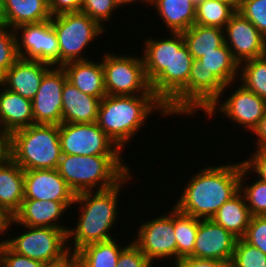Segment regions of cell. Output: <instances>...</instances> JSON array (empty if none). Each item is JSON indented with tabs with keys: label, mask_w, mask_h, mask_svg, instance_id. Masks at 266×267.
<instances>
[{
	"label": "cell",
	"mask_w": 266,
	"mask_h": 267,
	"mask_svg": "<svg viewBox=\"0 0 266 267\" xmlns=\"http://www.w3.org/2000/svg\"><path fill=\"white\" fill-rule=\"evenodd\" d=\"M237 86L227 98L225 97V102L217 99L205 110L204 114L207 115V119H211L210 117L213 118L220 112L228 121L237 124L239 129L245 128V131L247 130L252 135L264 115L266 100L246 89L242 84Z\"/></svg>",
	"instance_id": "obj_12"
},
{
	"label": "cell",
	"mask_w": 266,
	"mask_h": 267,
	"mask_svg": "<svg viewBox=\"0 0 266 267\" xmlns=\"http://www.w3.org/2000/svg\"><path fill=\"white\" fill-rule=\"evenodd\" d=\"M252 172L241 161L240 191L243 193L246 204L252 216L266 215V182L255 177L249 185L246 179L252 177ZM249 174V175H247ZM248 177V178H247ZM245 182V183H244Z\"/></svg>",
	"instance_id": "obj_34"
},
{
	"label": "cell",
	"mask_w": 266,
	"mask_h": 267,
	"mask_svg": "<svg viewBox=\"0 0 266 267\" xmlns=\"http://www.w3.org/2000/svg\"><path fill=\"white\" fill-rule=\"evenodd\" d=\"M115 238L90 243L76 251L79 267H117L118 258L124 246Z\"/></svg>",
	"instance_id": "obj_30"
},
{
	"label": "cell",
	"mask_w": 266,
	"mask_h": 267,
	"mask_svg": "<svg viewBox=\"0 0 266 267\" xmlns=\"http://www.w3.org/2000/svg\"><path fill=\"white\" fill-rule=\"evenodd\" d=\"M15 30L19 58L60 66V50L51 20L24 24Z\"/></svg>",
	"instance_id": "obj_13"
},
{
	"label": "cell",
	"mask_w": 266,
	"mask_h": 267,
	"mask_svg": "<svg viewBox=\"0 0 266 267\" xmlns=\"http://www.w3.org/2000/svg\"><path fill=\"white\" fill-rule=\"evenodd\" d=\"M128 242L120 253L117 267H153L139 247L133 241Z\"/></svg>",
	"instance_id": "obj_41"
},
{
	"label": "cell",
	"mask_w": 266,
	"mask_h": 267,
	"mask_svg": "<svg viewBox=\"0 0 266 267\" xmlns=\"http://www.w3.org/2000/svg\"><path fill=\"white\" fill-rule=\"evenodd\" d=\"M104 51L101 57L107 95H155L147 79L142 55Z\"/></svg>",
	"instance_id": "obj_9"
},
{
	"label": "cell",
	"mask_w": 266,
	"mask_h": 267,
	"mask_svg": "<svg viewBox=\"0 0 266 267\" xmlns=\"http://www.w3.org/2000/svg\"><path fill=\"white\" fill-rule=\"evenodd\" d=\"M173 267H231L230 263L214 260L186 257L180 259Z\"/></svg>",
	"instance_id": "obj_45"
},
{
	"label": "cell",
	"mask_w": 266,
	"mask_h": 267,
	"mask_svg": "<svg viewBox=\"0 0 266 267\" xmlns=\"http://www.w3.org/2000/svg\"><path fill=\"white\" fill-rule=\"evenodd\" d=\"M24 199L74 202L75 193L56 169L24 170Z\"/></svg>",
	"instance_id": "obj_17"
},
{
	"label": "cell",
	"mask_w": 266,
	"mask_h": 267,
	"mask_svg": "<svg viewBox=\"0 0 266 267\" xmlns=\"http://www.w3.org/2000/svg\"><path fill=\"white\" fill-rule=\"evenodd\" d=\"M266 38V0H241L237 10Z\"/></svg>",
	"instance_id": "obj_39"
},
{
	"label": "cell",
	"mask_w": 266,
	"mask_h": 267,
	"mask_svg": "<svg viewBox=\"0 0 266 267\" xmlns=\"http://www.w3.org/2000/svg\"><path fill=\"white\" fill-rule=\"evenodd\" d=\"M122 158L62 154L56 170L75 195L106 190L119 184L132 171Z\"/></svg>",
	"instance_id": "obj_4"
},
{
	"label": "cell",
	"mask_w": 266,
	"mask_h": 267,
	"mask_svg": "<svg viewBox=\"0 0 266 267\" xmlns=\"http://www.w3.org/2000/svg\"><path fill=\"white\" fill-rule=\"evenodd\" d=\"M10 158L22 170L57 169L62 156L58 125L33 124L10 135Z\"/></svg>",
	"instance_id": "obj_5"
},
{
	"label": "cell",
	"mask_w": 266,
	"mask_h": 267,
	"mask_svg": "<svg viewBox=\"0 0 266 267\" xmlns=\"http://www.w3.org/2000/svg\"><path fill=\"white\" fill-rule=\"evenodd\" d=\"M120 9L113 0H82L81 10L91 19L96 20L106 29L103 23H108L112 19L115 11Z\"/></svg>",
	"instance_id": "obj_38"
},
{
	"label": "cell",
	"mask_w": 266,
	"mask_h": 267,
	"mask_svg": "<svg viewBox=\"0 0 266 267\" xmlns=\"http://www.w3.org/2000/svg\"><path fill=\"white\" fill-rule=\"evenodd\" d=\"M73 204L74 202L23 199L19 210L12 219L18 225L69 229V226L65 227L66 225L60 222L65 213L74 208ZM59 220L60 222H58Z\"/></svg>",
	"instance_id": "obj_18"
},
{
	"label": "cell",
	"mask_w": 266,
	"mask_h": 267,
	"mask_svg": "<svg viewBox=\"0 0 266 267\" xmlns=\"http://www.w3.org/2000/svg\"><path fill=\"white\" fill-rule=\"evenodd\" d=\"M220 1H224L230 5H232L236 10H238L241 0H220Z\"/></svg>",
	"instance_id": "obj_52"
},
{
	"label": "cell",
	"mask_w": 266,
	"mask_h": 267,
	"mask_svg": "<svg viewBox=\"0 0 266 267\" xmlns=\"http://www.w3.org/2000/svg\"><path fill=\"white\" fill-rule=\"evenodd\" d=\"M100 102L99 98L82 93L66 80L62 90V123L97 122Z\"/></svg>",
	"instance_id": "obj_21"
},
{
	"label": "cell",
	"mask_w": 266,
	"mask_h": 267,
	"mask_svg": "<svg viewBox=\"0 0 266 267\" xmlns=\"http://www.w3.org/2000/svg\"><path fill=\"white\" fill-rule=\"evenodd\" d=\"M200 220L180 212L174 206V233L177 243V262L193 254Z\"/></svg>",
	"instance_id": "obj_32"
},
{
	"label": "cell",
	"mask_w": 266,
	"mask_h": 267,
	"mask_svg": "<svg viewBox=\"0 0 266 267\" xmlns=\"http://www.w3.org/2000/svg\"><path fill=\"white\" fill-rule=\"evenodd\" d=\"M231 267H266V254L258 248L245 242L242 238L237 239Z\"/></svg>",
	"instance_id": "obj_36"
},
{
	"label": "cell",
	"mask_w": 266,
	"mask_h": 267,
	"mask_svg": "<svg viewBox=\"0 0 266 267\" xmlns=\"http://www.w3.org/2000/svg\"><path fill=\"white\" fill-rule=\"evenodd\" d=\"M160 215L138 225L137 234H135L137 237L135 236L132 241L153 265L155 262L170 259L172 266L177 263L174 206L167 214L160 213Z\"/></svg>",
	"instance_id": "obj_10"
},
{
	"label": "cell",
	"mask_w": 266,
	"mask_h": 267,
	"mask_svg": "<svg viewBox=\"0 0 266 267\" xmlns=\"http://www.w3.org/2000/svg\"><path fill=\"white\" fill-rule=\"evenodd\" d=\"M51 23L57 35L60 50V66L72 61L90 60L87 48L93 40L107 30L82 11L51 16Z\"/></svg>",
	"instance_id": "obj_7"
},
{
	"label": "cell",
	"mask_w": 266,
	"mask_h": 267,
	"mask_svg": "<svg viewBox=\"0 0 266 267\" xmlns=\"http://www.w3.org/2000/svg\"><path fill=\"white\" fill-rule=\"evenodd\" d=\"M131 173L112 188L86 191L75 195L73 205L79 207L76 210H79L80 213L77 211L78 218L75 227L69 226L67 232L69 251L76 252L87 244L114 238L111 231L118 223V214L120 213V206L117 204L120 202L119 198L123 188L130 183L129 180L134 179V173Z\"/></svg>",
	"instance_id": "obj_1"
},
{
	"label": "cell",
	"mask_w": 266,
	"mask_h": 267,
	"mask_svg": "<svg viewBox=\"0 0 266 267\" xmlns=\"http://www.w3.org/2000/svg\"><path fill=\"white\" fill-rule=\"evenodd\" d=\"M10 152V134L0 129V164L5 163L10 158Z\"/></svg>",
	"instance_id": "obj_48"
},
{
	"label": "cell",
	"mask_w": 266,
	"mask_h": 267,
	"mask_svg": "<svg viewBox=\"0 0 266 267\" xmlns=\"http://www.w3.org/2000/svg\"><path fill=\"white\" fill-rule=\"evenodd\" d=\"M43 263L16 254L2 240L0 241V267H43Z\"/></svg>",
	"instance_id": "obj_42"
},
{
	"label": "cell",
	"mask_w": 266,
	"mask_h": 267,
	"mask_svg": "<svg viewBox=\"0 0 266 267\" xmlns=\"http://www.w3.org/2000/svg\"><path fill=\"white\" fill-rule=\"evenodd\" d=\"M195 173L185 182L173 206L197 219H211L240 190L241 162L205 165Z\"/></svg>",
	"instance_id": "obj_2"
},
{
	"label": "cell",
	"mask_w": 266,
	"mask_h": 267,
	"mask_svg": "<svg viewBox=\"0 0 266 267\" xmlns=\"http://www.w3.org/2000/svg\"><path fill=\"white\" fill-rule=\"evenodd\" d=\"M225 44L239 63L266 55V38L239 12L224 28Z\"/></svg>",
	"instance_id": "obj_15"
},
{
	"label": "cell",
	"mask_w": 266,
	"mask_h": 267,
	"mask_svg": "<svg viewBox=\"0 0 266 267\" xmlns=\"http://www.w3.org/2000/svg\"><path fill=\"white\" fill-rule=\"evenodd\" d=\"M11 216L0 207V236L6 237ZM4 235V236H3Z\"/></svg>",
	"instance_id": "obj_49"
},
{
	"label": "cell",
	"mask_w": 266,
	"mask_h": 267,
	"mask_svg": "<svg viewBox=\"0 0 266 267\" xmlns=\"http://www.w3.org/2000/svg\"><path fill=\"white\" fill-rule=\"evenodd\" d=\"M117 5L118 7L120 8V6L123 8V6H129L132 5L134 2H135V5L133 6H136L137 2H140L141 4L143 3H146L145 5L147 6V2L145 0H113Z\"/></svg>",
	"instance_id": "obj_50"
},
{
	"label": "cell",
	"mask_w": 266,
	"mask_h": 267,
	"mask_svg": "<svg viewBox=\"0 0 266 267\" xmlns=\"http://www.w3.org/2000/svg\"><path fill=\"white\" fill-rule=\"evenodd\" d=\"M34 124L32 101L0 83V129L10 135Z\"/></svg>",
	"instance_id": "obj_22"
},
{
	"label": "cell",
	"mask_w": 266,
	"mask_h": 267,
	"mask_svg": "<svg viewBox=\"0 0 266 267\" xmlns=\"http://www.w3.org/2000/svg\"><path fill=\"white\" fill-rule=\"evenodd\" d=\"M196 7L204 0H190Z\"/></svg>",
	"instance_id": "obj_53"
},
{
	"label": "cell",
	"mask_w": 266,
	"mask_h": 267,
	"mask_svg": "<svg viewBox=\"0 0 266 267\" xmlns=\"http://www.w3.org/2000/svg\"><path fill=\"white\" fill-rule=\"evenodd\" d=\"M252 134H255L256 137V139H254L255 143L251 142L255 145L254 147H266V110Z\"/></svg>",
	"instance_id": "obj_47"
},
{
	"label": "cell",
	"mask_w": 266,
	"mask_h": 267,
	"mask_svg": "<svg viewBox=\"0 0 266 267\" xmlns=\"http://www.w3.org/2000/svg\"><path fill=\"white\" fill-rule=\"evenodd\" d=\"M24 170L11 158L0 164V207L11 217L24 199Z\"/></svg>",
	"instance_id": "obj_26"
},
{
	"label": "cell",
	"mask_w": 266,
	"mask_h": 267,
	"mask_svg": "<svg viewBox=\"0 0 266 267\" xmlns=\"http://www.w3.org/2000/svg\"><path fill=\"white\" fill-rule=\"evenodd\" d=\"M62 154L81 156H124L106 133L94 123L58 125Z\"/></svg>",
	"instance_id": "obj_11"
},
{
	"label": "cell",
	"mask_w": 266,
	"mask_h": 267,
	"mask_svg": "<svg viewBox=\"0 0 266 267\" xmlns=\"http://www.w3.org/2000/svg\"><path fill=\"white\" fill-rule=\"evenodd\" d=\"M224 87L212 72L191 69L186 84V117H192L198 110L205 112L217 99H223L224 92H228Z\"/></svg>",
	"instance_id": "obj_19"
},
{
	"label": "cell",
	"mask_w": 266,
	"mask_h": 267,
	"mask_svg": "<svg viewBox=\"0 0 266 267\" xmlns=\"http://www.w3.org/2000/svg\"><path fill=\"white\" fill-rule=\"evenodd\" d=\"M67 80L61 66H53L43 77L32 100L34 124H62V90Z\"/></svg>",
	"instance_id": "obj_14"
},
{
	"label": "cell",
	"mask_w": 266,
	"mask_h": 267,
	"mask_svg": "<svg viewBox=\"0 0 266 267\" xmlns=\"http://www.w3.org/2000/svg\"><path fill=\"white\" fill-rule=\"evenodd\" d=\"M5 25L11 29L51 19L49 0H4Z\"/></svg>",
	"instance_id": "obj_27"
},
{
	"label": "cell",
	"mask_w": 266,
	"mask_h": 267,
	"mask_svg": "<svg viewBox=\"0 0 266 267\" xmlns=\"http://www.w3.org/2000/svg\"><path fill=\"white\" fill-rule=\"evenodd\" d=\"M5 25L4 19V0H0V26Z\"/></svg>",
	"instance_id": "obj_51"
},
{
	"label": "cell",
	"mask_w": 266,
	"mask_h": 267,
	"mask_svg": "<svg viewBox=\"0 0 266 267\" xmlns=\"http://www.w3.org/2000/svg\"><path fill=\"white\" fill-rule=\"evenodd\" d=\"M23 227L22 234L10 235L2 241L16 254L37 260L43 264L61 259L69 250L67 247L68 229L51 227H30L18 225L12 218L8 226L7 235L11 234V226Z\"/></svg>",
	"instance_id": "obj_8"
},
{
	"label": "cell",
	"mask_w": 266,
	"mask_h": 267,
	"mask_svg": "<svg viewBox=\"0 0 266 267\" xmlns=\"http://www.w3.org/2000/svg\"><path fill=\"white\" fill-rule=\"evenodd\" d=\"M238 82L266 100V55L241 63Z\"/></svg>",
	"instance_id": "obj_35"
},
{
	"label": "cell",
	"mask_w": 266,
	"mask_h": 267,
	"mask_svg": "<svg viewBox=\"0 0 266 267\" xmlns=\"http://www.w3.org/2000/svg\"><path fill=\"white\" fill-rule=\"evenodd\" d=\"M237 237L212 219L199 222L193 254L190 257L231 263Z\"/></svg>",
	"instance_id": "obj_16"
},
{
	"label": "cell",
	"mask_w": 266,
	"mask_h": 267,
	"mask_svg": "<svg viewBox=\"0 0 266 267\" xmlns=\"http://www.w3.org/2000/svg\"><path fill=\"white\" fill-rule=\"evenodd\" d=\"M82 0H49V11L51 16L81 10Z\"/></svg>",
	"instance_id": "obj_44"
},
{
	"label": "cell",
	"mask_w": 266,
	"mask_h": 267,
	"mask_svg": "<svg viewBox=\"0 0 266 267\" xmlns=\"http://www.w3.org/2000/svg\"><path fill=\"white\" fill-rule=\"evenodd\" d=\"M18 59L15 30L0 26V78Z\"/></svg>",
	"instance_id": "obj_37"
},
{
	"label": "cell",
	"mask_w": 266,
	"mask_h": 267,
	"mask_svg": "<svg viewBox=\"0 0 266 267\" xmlns=\"http://www.w3.org/2000/svg\"><path fill=\"white\" fill-rule=\"evenodd\" d=\"M43 267H79V259L76 252L69 251L61 259L45 263Z\"/></svg>",
	"instance_id": "obj_46"
},
{
	"label": "cell",
	"mask_w": 266,
	"mask_h": 267,
	"mask_svg": "<svg viewBox=\"0 0 266 267\" xmlns=\"http://www.w3.org/2000/svg\"><path fill=\"white\" fill-rule=\"evenodd\" d=\"M194 58L185 45L182 33H172V59L151 83L156 97L166 106L170 116L186 115V84Z\"/></svg>",
	"instance_id": "obj_6"
},
{
	"label": "cell",
	"mask_w": 266,
	"mask_h": 267,
	"mask_svg": "<svg viewBox=\"0 0 266 267\" xmlns=\"http://www.w3.org/2000/svg\"><path fill=\"white\" fill-rule=\"evenodd\" d=\"M237 12L230 4L220 0H204L196 7L195 24L224 29Z\"/></svg>",
	"instance_id": "obj_33"
},
{
	"label": "cell",
	"mask_w": 266,
	"mask_h": 267,
	"mask_svg": "<svg viewBox=\"0 0 266 267\" xmlns=\"http://www.w3.org/2000/svg\"><path fill=\"white\" fill-rule=\"evenodd\" d=\"M243 164L254 172L252 176L256 174V177L266 182V147H255V151L243 160Z\"/></svg>",
	"instance_id": "obj_43"
},
{
	"label": "cell",
	"mask_w": 266,
	"mask_h": 267,
	"mask_svg": "<svg viewBox=\"0 0 266 267\" xmlns=\"http://www.w3.org/2000/svg\"><path fill=\"white\" fill-rule=\"evenodd\" d=\"M155 112L161 117H170L156 95H106L100 102L97 124L124 153L132 138L142 132L140 129Z\"/></svg>",
	"instance_id": "obj_3"
},
{
	"label": "cell",
	"mask_w": 266,
	"mask_h": 267,
	"mask_svg": "<svg viewBox=\"0 0 266 267\" xmlns=\"http://www.w3.org/2000/svg\"><path fill=\"white\" fill-rule=\"evenodd\" d=\"M168 36L153 38L143 41L142 55L145 72L151 83L164 69H169L172 59V32ZM170 36V37H169ZM166 37V38H165ZM169 37V38H168Z\"/></svg>",
	"instance_id": "obj_29"
},
{
	"label": "cell",
	"mask_w": 266,
	"mask_h": 267,
	"mask_svg": "<svg viewBox=\"0 0 266 267\" xmlns=\"http://www.w3.org/2000/svg\"><path fill=\"white\" fill-rule=\"evenodd\" d=\"M52 67L37 60L19 58L0 78V83L8 90L32 101L44 75Z\"/></svg>",
	"instance_id": "obj_20"
},
{
	"label": "cell",
	"mask_w": 266,
	"mask_h": 267,
	"mask_svg": "<svg viewBox=\"0 0 266 267\" xmlns=\"http://www.w3.org/2000/svg\"><path fill=\"white\" fill-rule=\"evenodd\" d=\"M242 239L266 254V215L252 216Z\"/></svg>",
	"instance_id": "obj_40"
},
{
	"label": "cell",
	"mask_w": 266,
	"mask_h": 267,
	"mask_svg": "<svg viewBox=\"0 0 266 267\" xmlns=\"http://www.w3.org/2000/svg\"><path fill=\"white\" fill-rule=\"evenodd\" d=\"M240 64L234 59L231 50L225 42L214 49V52L204 54L198 60L194 59L191 69H205L212 72L224 85L231 90L238 81Z\"/></svg>",
	"instance_id": "obj_24"
},
{
	"label": "cell",
	"mask_w": 266,
	"mask_h": 267,
	"mask_svg": "<svg viewBox=\"0 0 266 267\" xmlns=\"http://www.w3.org/2000/svg\"><path fill=\"white\" fill-rule=\"evenodd\" d=\"M169 33H181L195 24L196 6L190 0H150Z\"/></svg>",
	"instance_id": "obj_25"
},
{
	"label": "cell",
	"mask_w": 266,
	"mask_h": 267,
	"mask_svg": "<svg viewBox=\"0 0 266 267\" xmlns=\"http://www.w3.org/2000/svg\"><path fill=\"white\" fill-rule=\"evenodd\" d=\"M192 57L198 60L204 54L214 52L224 42V29L194 24L181 32Z\"/></svg>",
	"instance_id": "obj_31"
},
{
	"label": "cell",
	"mask_w": 266,
	"mask_h": 267,
	"mask_svg": "<svg viewBox=\"0 0 266 267\" xmlns=\"http://www.w3.org/2000/svg\"><path fill=\"white\" fill-rule=\"evenodd\" d=\"M96 60L72 61L64 64L67 80L82 93L103 99L107 93L104 85L102 62Z\"/></svg>",
	"instance_id": "obj_23"
},
{
	"label": "cell",
	"mask_w": 266,
	"mask_h": 267,
	"mask_svg": "<svg viewBox=\"0 0 266 267\" xmlns=\"http://www.w3.org/2000/svg\"><path fill=\"white\" fill-rule=\"evenodd\" d=\"M251 217L245 197L239 190L217 210L211 219L239 239L245 235Z\"/></svg>",
	"instance_id": "obj_28"
}]
</instances>
